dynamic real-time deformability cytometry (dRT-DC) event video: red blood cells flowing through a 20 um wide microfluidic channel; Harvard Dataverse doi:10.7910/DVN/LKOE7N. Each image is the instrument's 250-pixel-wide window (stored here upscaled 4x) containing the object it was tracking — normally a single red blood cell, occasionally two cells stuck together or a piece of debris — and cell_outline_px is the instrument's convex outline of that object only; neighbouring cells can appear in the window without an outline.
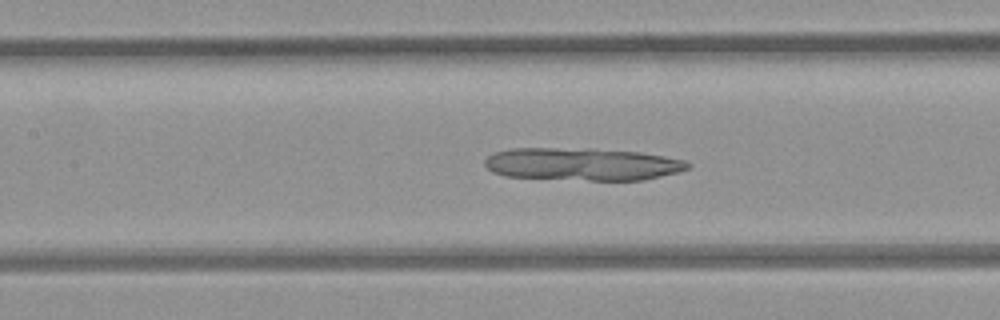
{"species": "common noctule bat (a hibernating species)", "species_latin": "Nyctalus noctula", "temperature_condition": "room temperature", "stored_images_in_passage": 33, "camera_frame_rate_fps": 3000, "um_per_image_px": 0.085, "animal": {"sex": "female", "body_mass_g": 21.9}, "frame": {"image": 1, "passage_image": 8, "time_ms": 2.333, "image_size_px": [1000, 320], "cell_outline_px": [[692, 164], [688, 168], [676, 172], [644, 180], [588, 180], [504, 176], [492, 172], [484, 164], [484, 160], [488, 156], [496, 152], [512, 148], [592, 148], [640, 152], [664, 156], [684, 160]], "centroid_in_image_um": [49.48, 13.94], "position_along_channel_um": 157.9, "area_um2": 38.61}}
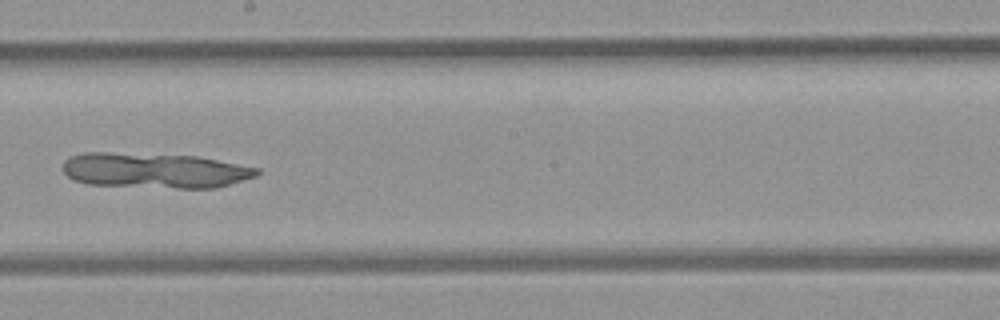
{"frame": {"image": 2, "passage_image": 14, "time_ms": 4.333, "image_size_px": [1000, 320], "cell_outline_px": [[260, 172], [256, 176], [216, 188], [176, 188], [88, 184], [72, 180], [64, 172], [64, 160], [72, 156], [84, 152], [108, 152], [196, 156], [260, 168]], "centroid_in_image_um": [13.15, 14.49], "position_along_channel_um": 235.1, "area_um2": 39.77}}
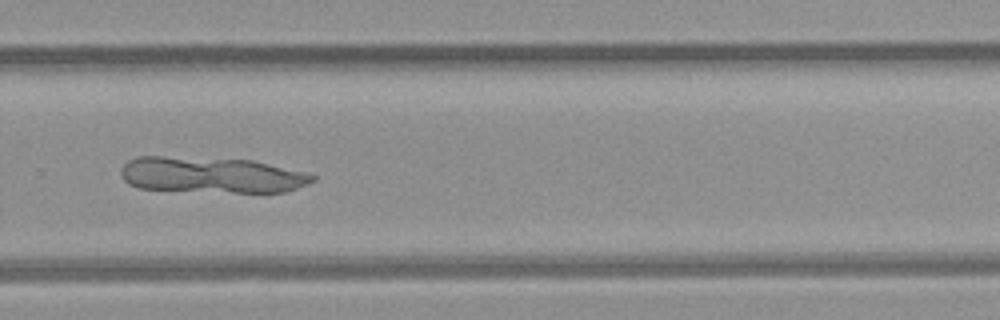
{"frame": {"image": 3, "passage_image": 20, "time_ms": 6.333, "image_size_px": [1000, 320], "cell_outline_px": [[316, 180], [296, 188], [284, 192], [236, 192], [140, 188], [128, 184], [124, 180], [120, 172], [120, 168], [128, 160], [136, 156], [164, 156], [252, 160], [308, 172], [316, 176]], "centroid_in_image_um": [17.98, 14.86], "position_along_channel_um": 311.8, "area_um2": 40.06}}